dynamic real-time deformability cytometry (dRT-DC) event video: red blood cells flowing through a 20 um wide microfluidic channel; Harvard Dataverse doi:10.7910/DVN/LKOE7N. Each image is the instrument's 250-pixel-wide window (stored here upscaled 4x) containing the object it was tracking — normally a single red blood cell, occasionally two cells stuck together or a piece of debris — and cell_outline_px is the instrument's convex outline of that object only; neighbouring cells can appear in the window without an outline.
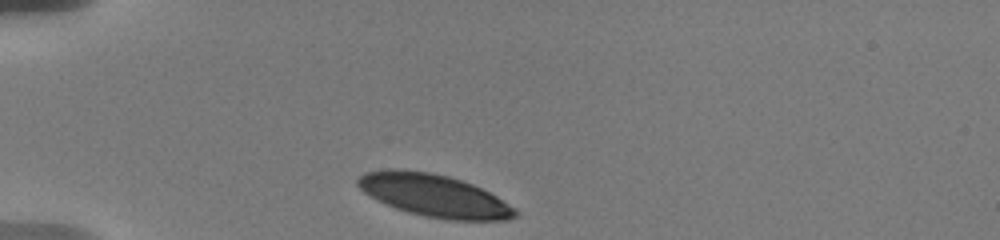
{"species": "human", "species_latin": "Homo sapiens", "temperature_condition": "warm", "stored_images_in_passage": 26, "camera_frame_rate_fps": 3000, "um_per_image_px": 0.085, "donor": {"sex": "male"}, "frame": {"image": 1, "passage_image": 1, "time_ms": 0.0, "image_size_px": [1000, 240], "cell_outline_px": [[520, 212], [516, 216], [504, 220], [448, 220], [424, 216], [408, 212], [396, 208], [364, 192], [356, 184], [356, 180], [364, 172], [388, 168], [396, 168], [432, 172], [448, 176], [472, 184], [496, 196], [516, 208]], "centroid_in_image_um": [36.9, 16.61], "position_along_channel_um": 48.1, "area_um2": 38.84}}
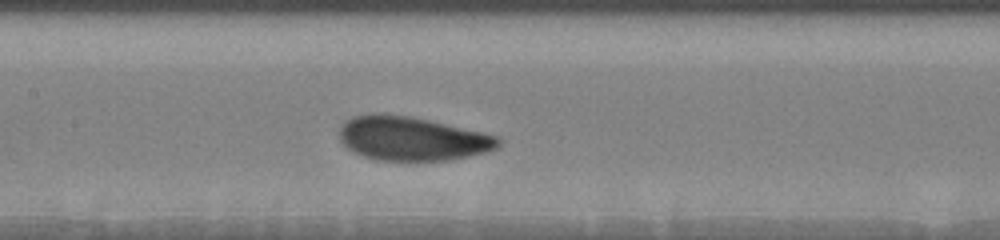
{"frame": {"image": 2, "passage_image": 14, "time_ms": 4.333, "image_size_px": [1000, 240], "cell_outline_px": [[500, 144], [496, 148], [484, 152], [468, 156], [448, 160], [412, 164], [376, 160], [360, 156], [352, 152], [340, 140], [340, 128], [344, 120], [352, 116], [372, 112], [408, 116], [428, 120], [484, 132], [500, 136]], "centroid_in_image_um": [34.98, 11.82], "position_along_channel_um": 172.4, "area_um2": 41.91}}
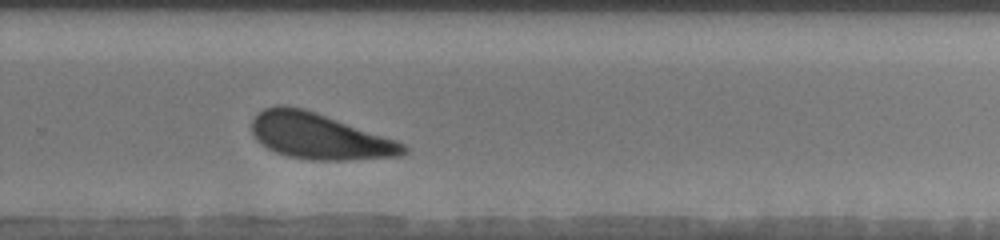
{"frame": {"image": 3, "passage_image": 24, "time_ms": 8.0, "image_size_px": [1000, 240], "cell_outline_px": [[408, 152], [400, 156], [344, 160], [312, 160], [288, 156], [276, 152], [268, 148], [256, 140], [252, 132], [252, 120], [256, 112], [264, 108], [276, 104], [284, 104], [304, 108], [316, 112], [396, 140], [404, 144], [408, 148]], "centroid_in_image_um": [27.1, 11.56], "position_along_channel_um": 302.7, "area_um2": 40.63}}